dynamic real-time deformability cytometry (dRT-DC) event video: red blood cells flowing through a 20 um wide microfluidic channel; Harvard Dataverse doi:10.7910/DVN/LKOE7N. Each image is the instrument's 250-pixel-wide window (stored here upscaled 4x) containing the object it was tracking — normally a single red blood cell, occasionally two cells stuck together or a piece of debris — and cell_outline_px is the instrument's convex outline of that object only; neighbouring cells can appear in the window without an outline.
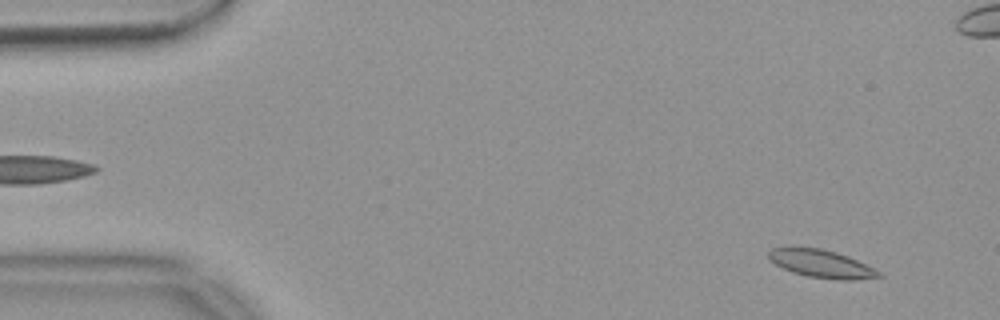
{"species": "common noctule bat (a hibernating species)", "species_latin": "Nyctalus noctula", "temperature_condition": "warm", "stored_images_in_passage": 56, "camera_frame_rate_fps": 3000, "um_per_image_px": 0.085, "animal": {"sex": "female", "body_mass_g": 18.4}, "frame": {"image": 1, "passage_image": 4, "time_ms": 1.0, "image_size_px": [1000, 320], "cell_outline_px": [[884, 276], [852, 280], [840, 280], [808, 276], [792, 272], [768, 260], [768, 252], [772, 248], [792, 244], [820, 248], [836, 252], [848, 256], [880, 272]], "centroid_in_image_um": [69.72, 22.37], "position_along_channel_um": 15.3, "area_um2": 18.21}}
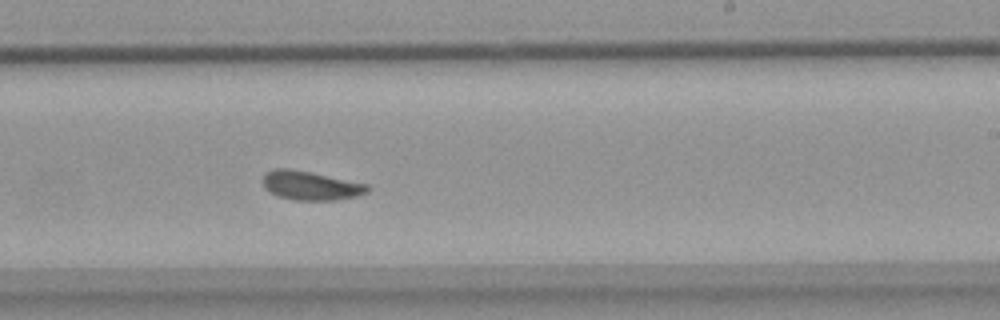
{"frame": {"image": 2, "passage_image": 33, "time_ms": 10.667, "image_size_px": [1000, 320], "cell_outline_px": [[372, 188], [368, 192], [356, 196], [336, 200], [292, 200], [276, 196], [268, 192], [264, 188], [264, 176], [272, 168], [288, 168], [312, 172], [368, 184]], "centroid_in_image_um": [26.41, 15.78], "position_along_channel_um": 262.6, "area_um2": 17.86}}
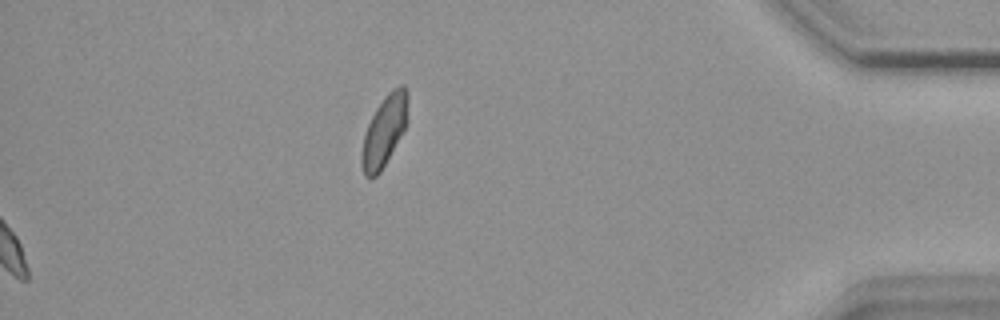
{"frame": {"image": 3, "passage_image": 56, "time_ms": 18.333, "image_size_px": [1000, 320], "cell_outline_px": [[408, 120], [404, 128], [380, 172], [376, 176], [364, 176], [360, 164], [360, 156], [364, 136], [368, 124], [376, 108], [384, 96], [392, 88], [400, 84], [404, 84], [408, 92]], "centroid_in_image_um": [32.66, 11.07], "position_along_channel_um": 402.5, "area_um2": 18.96}, "authors_computed_cell_mechanics": {"area_um2": 17.629, "velocity_mm_per_s": 3.6495, "shape_relaxation_time_tau1_ms": 4.0902, "shape_relaxation_time_tau2_ms": null, "deformation_change_tau1": 0.1023, "deformation_change_tau2": null}}